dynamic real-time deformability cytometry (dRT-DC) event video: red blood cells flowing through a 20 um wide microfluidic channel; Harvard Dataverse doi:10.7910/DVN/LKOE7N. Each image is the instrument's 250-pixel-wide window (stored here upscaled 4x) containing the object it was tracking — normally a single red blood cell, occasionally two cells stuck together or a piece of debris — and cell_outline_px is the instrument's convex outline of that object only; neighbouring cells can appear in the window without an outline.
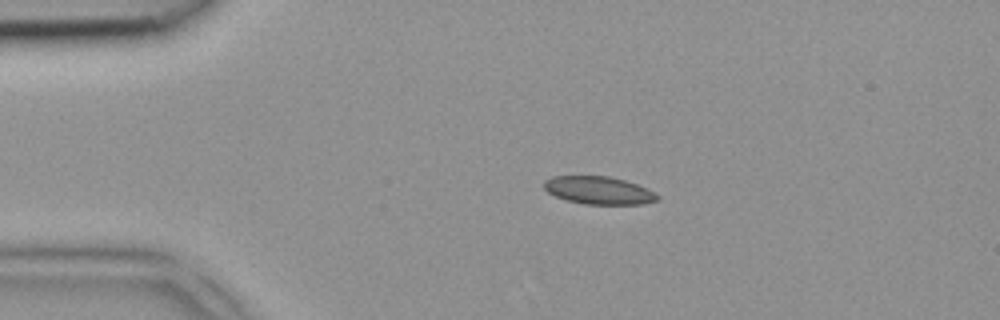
{"species": "common noctule bat (a hibernating species)", "species_latin": "Nyctalus noctula", "temperature_condition": "room temperature", "stored_images_in_passage": 3, "camera_frame_rate_fps": 3000, "um_per_image_px": 0.085, "animal": {"sex": "female", "body_mass_g": 18.4}, "frame": {"image": 1, "passage_image": 2, "time_ms": 0.333, "image_size_px": [1000, 320], "cell_outline_px": [[660, 200], [644, 204], [584, 204], [568, 200], [556, 196], [548, 192], [544, 188], [544, 180], [552, 176], [608, 176], [624, 180], [648, 188], [660, 196]], "centroid_in_image_um": [50.93, 16.18], "position_along_channel_um": 34.1, "area_um2": 18.38}}